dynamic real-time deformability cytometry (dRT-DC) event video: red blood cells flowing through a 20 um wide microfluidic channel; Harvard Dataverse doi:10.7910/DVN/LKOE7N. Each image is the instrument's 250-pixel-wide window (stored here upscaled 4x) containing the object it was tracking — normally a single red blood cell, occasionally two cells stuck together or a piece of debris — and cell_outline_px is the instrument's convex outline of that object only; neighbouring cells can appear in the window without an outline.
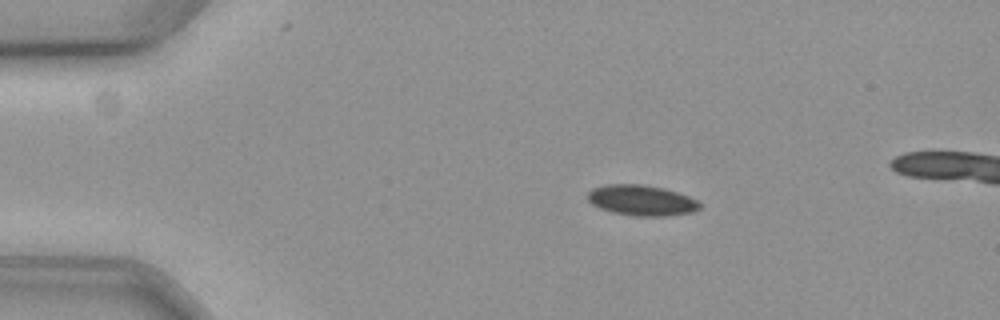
{"species": "common noctule bat (a hibernating species)", "species_latin": "Nyctalus noctula", "temperature_condition": "cold", "stored_images_in_passage": 46, "camera_frame_rate_fps": 3000, "um_per_image_px": 0.085, "animal": {"sex": "female", "body_mass_g": 19.3, "forearm_length_mm": 54.1}, "frame": {"image": 1, "passage_image": 1, "time_ms": 0.0, "image_size_px": [1000, 320], "cell_outline_px": [[700, 208], [688, 212], [660, 216], [636, 216], [612, 212], [600, 208], [592, 204], [588, 200], [588, 192], [592, 188], [604, 184], [644, 184], [664, 188], [688, 196], [696, 200], [700, 204]], "centroid_in_image_um": [54.47, 17.01], "position_along_channel_um": 30.5, "area_um2": 19.77}}
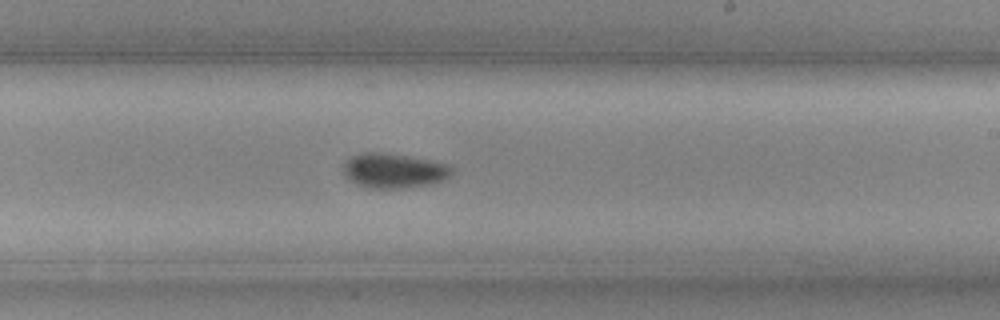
{"frame": {"image": 2, "passage_image": 25, "time_ms": 8.0, "image_size_px": [1000, 320], "cell_outline_px": [[452, 172], [444, 180], [428, 184], [408, 188], [368, 188], [356, 184], [348, 180], [344, 172], [344, 164], [352, 156], [364, 152], [380, 152], [428, 160], [448, 164], [452, 168]], "centroid_in_image_um": [33.45, 14.52], "position_along_channel_um": 255.5, "area_um2": 21.68}}
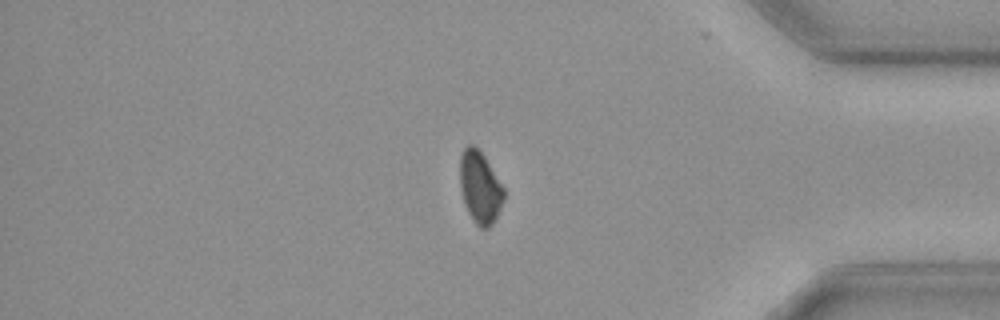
{"frame": {"image": 3, "passage_image": 39, "time_ms": 12.667, "image_size_px": [1000, 320], "cell_outline_px": [[504, 200], [492, 224], [488, 228], [480, 228], [472, 220], [468, 212], [460, 188], [460, 152], [468, 144], [472, 144], [484, 156], [504, 188]], "centroid_in_image_um": [40.79, 15.92], "position_along_channel_um": 394.4, "area_um2": 18.26}}